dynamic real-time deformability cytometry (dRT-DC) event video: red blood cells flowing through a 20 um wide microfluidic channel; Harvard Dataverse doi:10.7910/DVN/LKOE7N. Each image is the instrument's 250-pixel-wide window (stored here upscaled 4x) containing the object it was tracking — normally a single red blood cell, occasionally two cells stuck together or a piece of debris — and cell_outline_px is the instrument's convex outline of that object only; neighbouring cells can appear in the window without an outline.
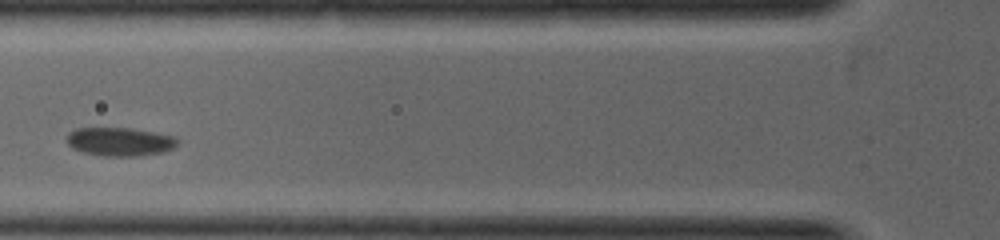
{"species": "common noctule bat (a hibernating species)", "species_latin": "Nyctalus noctula", "temperature_condition": "warm", "stored_images_in_passage": 7, "camera_frame_rate_fps": 5000, "um_per_image_px": 0.085, "animal": {"sex": "female", "body_mass_g": 19.0, "forearm_length_mm": 53.3}, "frame": {"image": 1, "passage_image": 4, "time_ms": 0.6, "image_size_px": [1000, 240], "cell_outline_px": [[176, 144], [172, 148], [164, 152], [140, 156], [104, 156], [84, 152], [72, 148], [68, 144], [68, 136], [76, 128], [128, 128], [172, 136], [176, 140]], "centroid_in_image_um": [10.16, 12.06], "position_along_channel_um": 115.6, "area_um2": 17.98}}
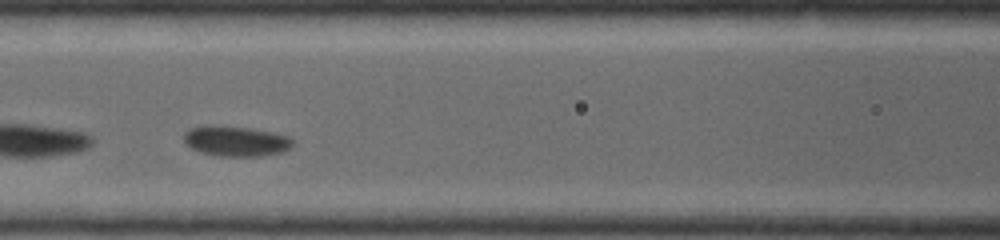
{"frame": {"image": 2, "passage_image": 6, "time_ms": 1.0, "image_size_px": [1000, 240], "cell_outline_px": [[292, 144], [284, 152], [264, 156], [216, 156], [200, 152], [192, 148], [184, 140], [184, 132], [192, 128], [244, 128], [268, 132], [288, 136], [292, 140]], "centroid_in_image_um": [20.09, 12.06], "position_along_channel_um": 146.5, "area_um2": 18.21}}